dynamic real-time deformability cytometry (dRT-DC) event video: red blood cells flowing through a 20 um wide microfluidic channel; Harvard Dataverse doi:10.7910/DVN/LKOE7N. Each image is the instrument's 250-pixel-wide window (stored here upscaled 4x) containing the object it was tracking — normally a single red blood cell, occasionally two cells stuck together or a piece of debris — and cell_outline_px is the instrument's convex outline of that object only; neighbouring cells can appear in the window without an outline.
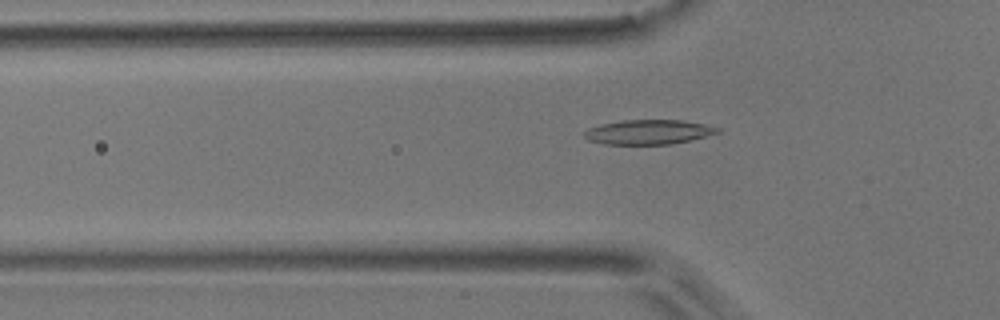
{"species": "common noctule bat (a hibernating species)", "species_latin": "Nyctalus noctula", "temperature_condition": "room temperature", "stored_images_in_passage": 13, "camera_frame_rate_fps": 3000, "um_per_image_px": 0.085, "animal": {"sex": "male", "body_mass_g": 17.9}, "frame": {"image": 1, "passage_image": 4, "time_ms": 1.0, "image_size_px": [1000, 320], "cell_outline_px": [[720, 132], [688, 140], [668, 144], [604, 144], [588, 140], [584, 136], [584, 132], [588, 128], [600, 124], [620, 120], [684, 120], [704, 124], [720, 128]], "centroid_in_image_um": [55.07, 11.21], "position_along_channel_um": 70.7, "area_um2": 18.96}}
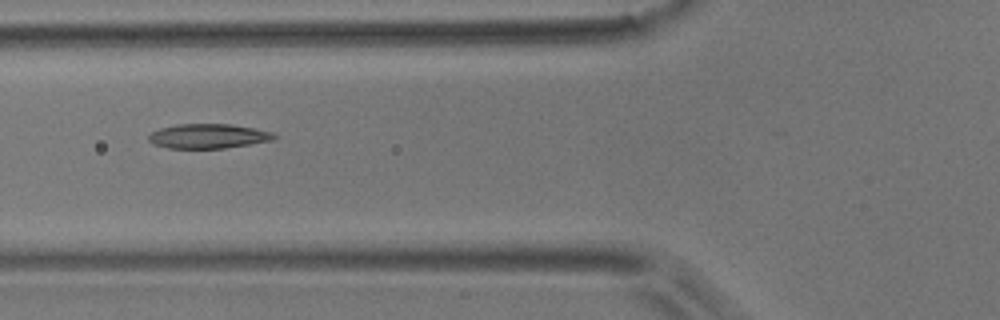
{"frame": {"image": 2, "passage_image": 7, "time_ms": 2.0, "image_size_px": [1000, 320], "cell_outline_px": [[280, 136], [272, 140], [224, 148], [168, 148], [152, 144], [148, 140], [148, 136], [152, 132], [160, 128], [176, 124], [232, 124], [272, 132]], "centroid_in_image_um": [17.68, 11.57], "position_along_channel_um": 108.1, "area_um2": 17.92}}
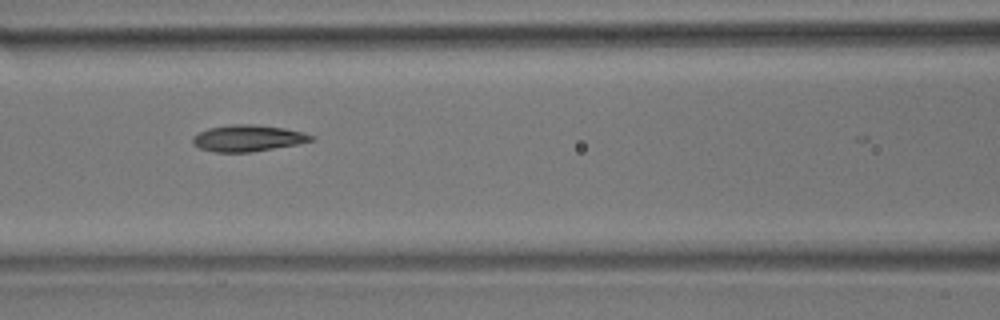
{"frame": {"image": 3, "passage_image": 10, "time_ms": 3.0, "image_size_px": [1000, 320], "cell_outline_px": [[316, 140], [296, 144], [252, 152], [216, 152], [200, 148], [192, 144], [192, 136], [208, 128], [232, 124], [252, 124], [284, 128], [304, 132], [316, 136]], "centroid_in_image_um": [21.09, 11.74], "position_along_channel_um": 145.5, "area_um2": 18.32}}